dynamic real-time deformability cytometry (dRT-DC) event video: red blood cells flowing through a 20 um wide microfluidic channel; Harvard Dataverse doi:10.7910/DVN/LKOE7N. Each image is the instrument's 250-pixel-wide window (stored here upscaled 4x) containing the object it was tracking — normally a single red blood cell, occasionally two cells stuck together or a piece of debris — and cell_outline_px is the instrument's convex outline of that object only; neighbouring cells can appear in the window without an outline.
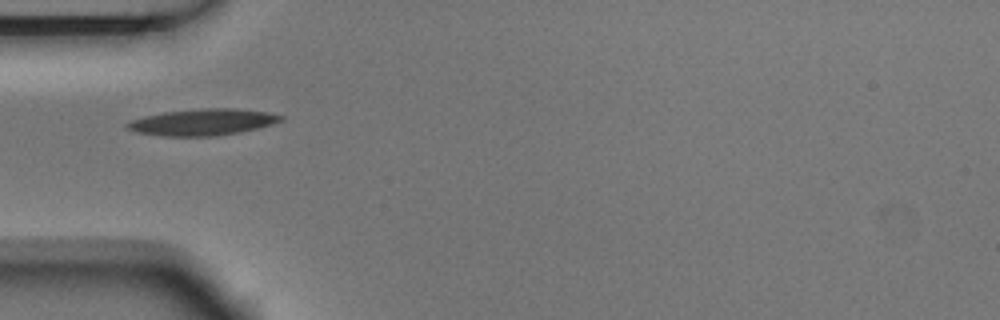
{"species": "Egyptian fruit bat (a non-hibernating species)", "species_latin": "Rousettus aegyptiacus", "temperature_condition": "room temperature", "stored_images_in_passage": 3, "camera_frame_rate_fps": 3000, "um_per_image_px": 0.085, "animal": {"sex": "male"}, "frame": {"image": 1, "passage_image": 1, "time_ms": 0.0, "image_size_px": [1000, 320], "cell_outline_px": [[284, 120], [272, 124], [240, 132], [216, 136], [160, 136], [136, 132], [124, 128], [124, 124], [128, 120], [144, 116], [164, 112], [204, 108], [232, 108], [268, 112], [284, 116]], "centroid_in_image_um": [17.17, 10.38], "position_along_channel_um": 67.8, "area_um2": 23.87}}
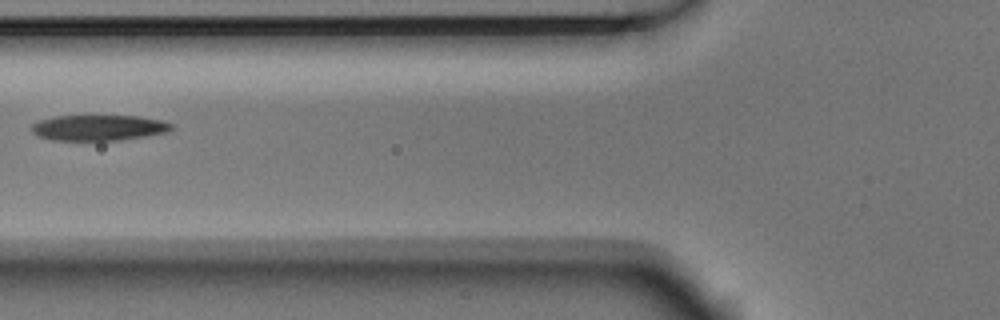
{"frame": {"image": 2, "passage_image": 2, "time_ms": 0.333, "image_size_px": [1000, 320], "cell_outline_px": [[176, 124], [168, 132], [120, 140], [52, 140], [40, 136], [32, 132], [32, 124], [40, 120], [56, 116], [140, 116], [160, 120]], "centroid_in_image_um": [8.42, 10.85], "position_along_channel_um": 117.4, "area_um2": 20.81}}
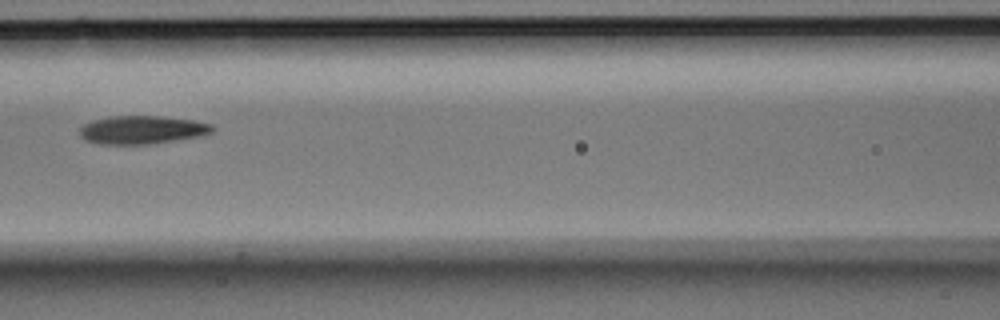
{"frame": {"image": 3, "passage_image": 3, "time_ms": 0.667, "image_size_px": [1000, 320], "cell_outline_px": [[216, 128], [212, 132], [200, 136], [152, 144], [100, 144], [84, 140], [80, 136], [80, 128], [84, 124], [92, 120], [112, 116], [160, 116], [192, 120], [212, 124]], "centroid_in_image_um": [12.07, 11.04], "position_along_channel_um": 154.5, "area_um2": 21.91}}